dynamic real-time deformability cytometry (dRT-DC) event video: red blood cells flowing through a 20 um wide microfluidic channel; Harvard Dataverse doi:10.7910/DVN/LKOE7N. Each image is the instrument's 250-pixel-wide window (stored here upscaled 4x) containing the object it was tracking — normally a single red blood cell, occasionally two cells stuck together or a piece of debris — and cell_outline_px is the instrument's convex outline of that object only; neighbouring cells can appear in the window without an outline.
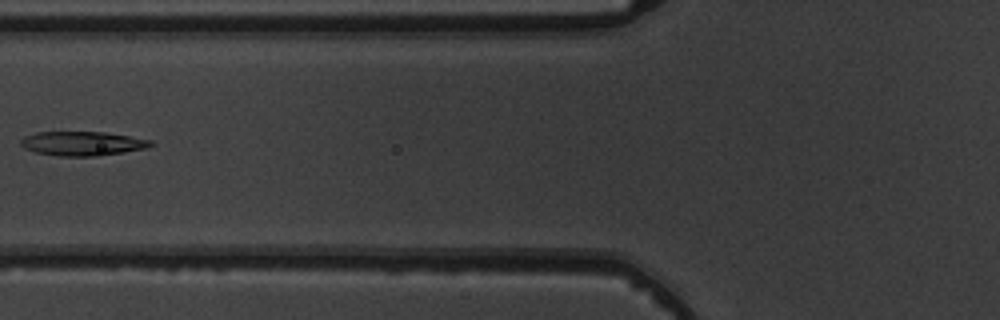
{"species": "common noctule bat (a hibernating species)", "species_latin": "Nyctalus noctula", "temperature_condition": "warm", "stored_images_in_passage": 7, "camera_frame_rate_fps": 3000, "um_per_image_px": 0.085, "animal": {"sex": "male", "body_mass_g": 19.5, "forearm_length_mm": 54.6}, "frame": {"image": 1, "passage_image": 7, "time_ms": 6.667, "image_size_px": [1000, 320], "cell_outline_px": [[156, 144], [148, 148], [124, 152], [96, 156], [56, 156], [36, 152], [24, 148], [20, 144], [20, 140], [24, 136], [36, 132], [104, 132], [152, 140]], "centroid_in_image_um": [7.02, 12.2], "position_along_channel_um": 118.8, "area_um2": 18.44}}